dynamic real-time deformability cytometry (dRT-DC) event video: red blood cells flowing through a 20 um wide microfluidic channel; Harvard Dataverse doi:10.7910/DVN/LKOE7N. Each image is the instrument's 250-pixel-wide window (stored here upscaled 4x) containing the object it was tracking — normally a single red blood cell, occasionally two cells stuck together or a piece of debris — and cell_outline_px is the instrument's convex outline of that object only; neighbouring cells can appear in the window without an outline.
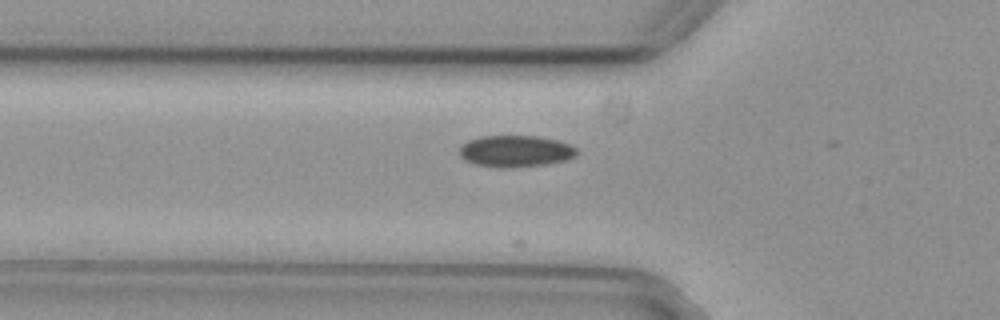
{"species": "common noctule bat (a hibernating species)", "species_latin": "Nyctalus noctula", "temperature_condition": "cold", "stored_images_in_passage": 17, "camera_frame_rate_fps": 3000, "um_per_image_px": 0.085, "animal": {"sex": "female", "body_mass_g": 29.2, "forearm_length_mm": 56.3}, "frame": {"image": 1, "passage_image": 9, "time_ms": 2.667, "image_size_px": [1000, 320], "cell_outline_px": [[580, 152], [576, 156], [564, 160], [544, 164], [504, 168], [476, 164], [464, 160], [460, 156], [460, 144], [468, 140], [480, 136], [536, 136], [556, 140], [568, 144], [576, 148]], "centroid_in_image_um": [43.79, 12.84], "position_along_channel_um": 82.0, "area_um2": 21.5}}
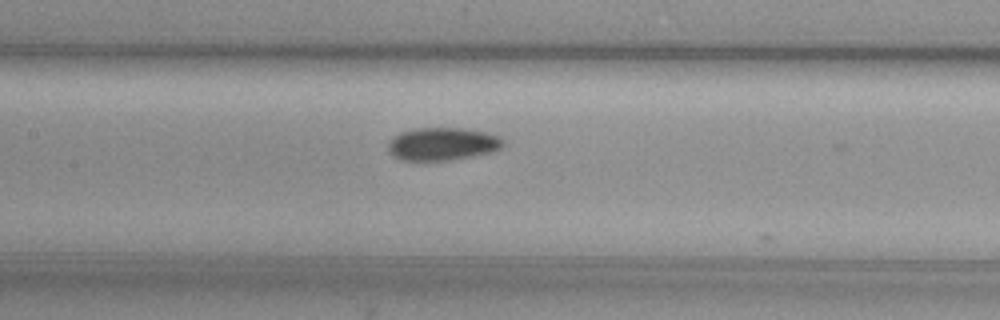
{"frame": {"image": 2, "passage_image": 16, "time_ms": 5.0, "image_size_px": [1000, 320], "cell_outline_px": [[504, 144], [500, 148], [488, 152], [472, 156], [448, 160], [400, 160], [392, 156], [388, 152], [388, 144], [400, 132], [416, 128], [464, 128], [488, 132], [500, 136], [504, 140]], "centroid_in_image_um": [37.61, 12.23], "position_along_channel_um": 169.8, "area_um2": 21.96}}